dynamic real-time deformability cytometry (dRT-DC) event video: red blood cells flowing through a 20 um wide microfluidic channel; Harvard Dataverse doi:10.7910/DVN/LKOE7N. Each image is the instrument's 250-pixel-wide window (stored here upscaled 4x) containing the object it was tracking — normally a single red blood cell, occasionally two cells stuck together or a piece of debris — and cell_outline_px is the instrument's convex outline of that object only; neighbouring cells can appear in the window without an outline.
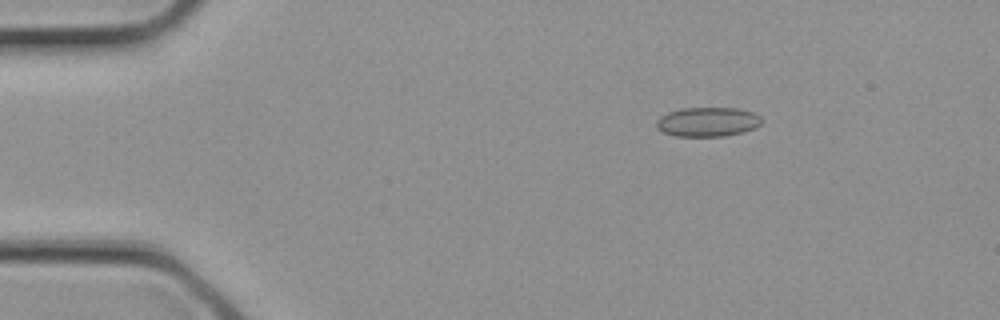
{"species": "common noctule bat (a hibernating species)", "species_latin": "Nyctalus noctula", "temperature_condition": "cold", "stored_images_in_passage": 3, "camera_frame_rate_fps": 3000, "um_per_image_px": 0.085, "animal": {"sex": "female", "body_mass_g": 21.9}, "frame": {"image": 1, "passage_image": 1, "time_ms": 0.0, "image_size_px": [1000, 320], "cell_outline_px": [[764, 120], [756, 128], [744, 132], [724, 136], [676, 136], [664, 132], [656, 128], [656, 120], [660, 116], [668, 112], [680, 108], [736, 108], [752, 112], [760, 116]], "centroid_in_image_um": [60.16, 10.36], "position_along_channel_um": 24.8, "area_um2": 18.15}}